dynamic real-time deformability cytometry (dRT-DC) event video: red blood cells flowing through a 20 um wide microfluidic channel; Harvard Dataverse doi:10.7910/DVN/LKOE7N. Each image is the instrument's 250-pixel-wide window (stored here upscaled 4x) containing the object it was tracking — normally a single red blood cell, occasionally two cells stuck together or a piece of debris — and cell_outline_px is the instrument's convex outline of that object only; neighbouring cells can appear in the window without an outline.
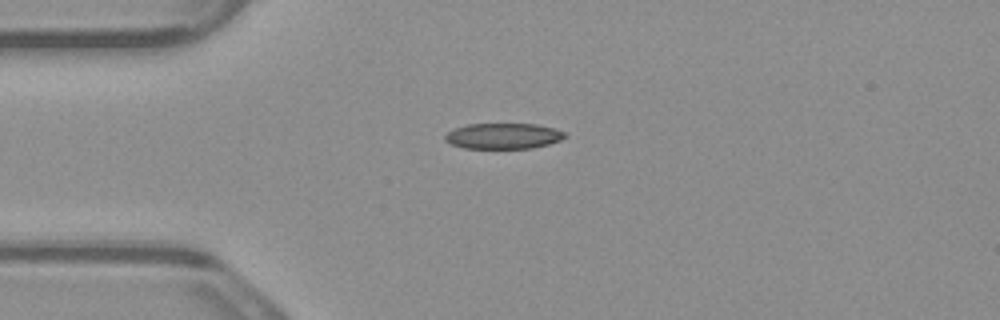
{"species": "common noctule bat (a hibernating species)", "species_latin": "Nyctalus noctula", "temperature_condition": "warm", "stored_images_in_passage": 3, "camera_frame_rate_fps": 3000, "um_per_image_px": 0.085, "animal": {"sex": "male", "body_mass_g": 23.1, "forearm_length_mm": 52.7}, "frame": {"image": 1, "passage_image": 1, "time_ms": 0.0, "image_size_px": [1000, 320], "cell_outline_px": [[568, 136], [560, 140], [548, 144], [532, 148], [464, 148], [452, 144], [444, 140], [444, 136], [452, 128], [468, 124], [536, 124], [556, 128], [564, 132]], "centroid_in_image_um": [42.78, 11.55], "position_along_channel_um": 42.2, "area_um2": 18.03}}
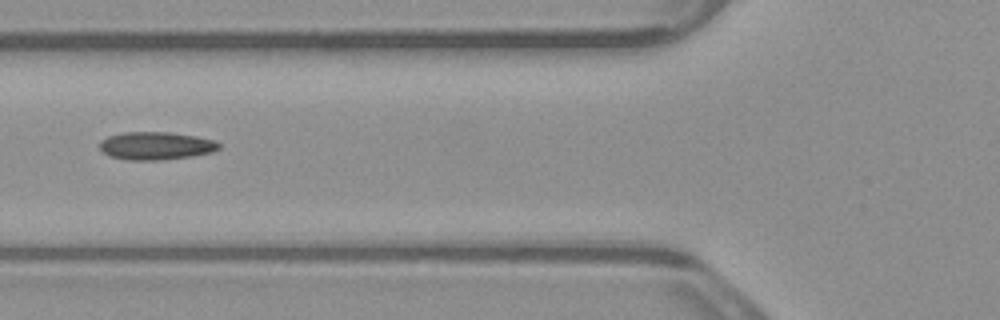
{"frame": {"image": 2, "passage_image": 3, "time_ms": 0.667, "image_size_px": [1000, 320], "cell_outline_px": [[220, 148], [212, 152], [192, 156], [160, 160], [128, 160], [108, 156], [100, 148], [100, 140], [108, 136], [124, 132], [168, 132], [196, 136], [216, 140], [220, 144]], "centroid_in_image_um": [13.26, 12.39], "position_along_channel_um": 112.5, "area_um2": 19.48}}